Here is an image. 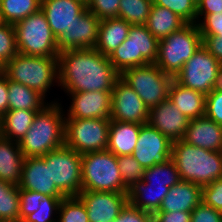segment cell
I'll return each instance as SVG.
<instances>
[{"label":"cell","instance_id":"cell-1","mask_svg":"<svg viewBox=\"0 0 222 222\" xmlns=\"http://www.w3.org/2000/svg\"><path fill=\"white\" fill-rule=\"evenodd\" d=\"M59 85L66 93L112 92L120 73L95 48L71 49L58 55Z\"/></svg>","mask_w":222,"mask_h":222},{"label":"cell","instance_id":"cell-2","mask_svg":"<svg viewBox=\"0 0 222 222\" xmlns=\"http://www.w3.org/2000/svg\"><path fill=\"white\" fill-rule=\"evenodd\" d=\"M51 102L36 113L29 131L19 142L25 158L42 157L65 144L66 114L60 103Z\"/></svg>","mask_w":222,"mask_h":222},{"label":"cell","instance_id":"cell-3","mask_svg":"<svg viewBox=\"0 0 222 222\" xmlns=\"http://www.w3.org/2000/svg\"><path fill=\"white\" fill-rule=\"evenodd\" d=\"M171 160L177 167L181 181L203 187L222 179V151H210L181 139L172 142Z\"/></svg>","mask_w":222,"mask_h":222},{"label":"cell","instance_id":"cell-4","mask_svg":"<svg viewBox=\"0 0 222 222\" xmlns=\"http://www.w3.org/2000/svg\"><path fill=\"white\" fill-rule=\"evenodd\" d=\"M4 75L8 80L25 85L46 97L53 83H59L58 57L17 53L4 65Z\"/></svg>","mask_w":222,"mask_h":222},{"label":"cell","instance_id":"cell-5","mask_svg":"<svg viewBox=\"0 0 222 222\" xmlns=\"http://www.w3.org/2000/svg\"><path fill=\"white\" fill-rule=\"evenodd\" d=\"M202 44L203 38L198 25L186 23L179 30L159 40L155 64L174 78Z\"/></svg>","mask_w":222,"mask_h":222},{"label":"cell","instance_id":"cell-6","mask_svg":"<svg viewBox=\"0 0 222 222\" xmlns=\"http://www.w3.org/2000/svg\"><path fill=\"white\" fill-rule=\"evenodd\" d=\"M82 191L116 192L127 194L117 162L108 150L81 154Z\"/></svg>","mask_w":222,"mask_h":222},{"label":"cell","instance_id":"cell-7","mask_svg":"<svg viewBox=\"0 0 222 222\" xmlns=\"http://www.w3.org/2000/svg\"><path fill=\"white\" fill-rule=\"evenodd\" d=\"M159 40L145 25H131L126 40L108 57L121 74L123 71L146 64H155Z\"/></svg>","mask_w":222,"mask_h":222},{"label":"cell","instance_id":"cell-8","mask_svg":"<svg viewBox=\"0 0 222 222\" xmlns=\"http://www.w3.org/2000/svg\"><path fill=\"white\" fill-rule=\"evenodd\" d=\"M19 54L58 57L57 39L41 9L14 25Z\"/></svg>","mask_w":222,"mask_h":222},{"label":"cell","instance_id":"cell-9","mask_svg":"<svg viewBox=\"0 0 222 222\" xmlns=\"http://www.w3.org/2000/svg\"><path fill=\"white\" fill-rule=\"evenodd\" d=\"M120 78L137 93L149 110L168 99L174 79L156 64L129 68L120 74Z\"/></svg>","mask_w":222,"mask_h":222},{"label":"cell","instance_id":"cell-10","mask_svg":"<svg viewBox=\"0 0 222 222\" xmlns=\"http://www.w3.org/2000/svg\"><path fill=\"white\" fill-rule=\"evenodd\" d=\"M110 121L65 117V145L79 154L107 150Z\"/></svg>","mask_w":222,"mask_h":222},{"label":"cell","instance_id":"cell-11","mask_svg":"<svg viewBox=\"0 0 222 222\" xmlns=\"http://www.w3.org/2000/svg\"><path fill=\"white\" fill-rule=\"evenodd\" d=\"M50 165L51 182L66 196H77L82 191L81 154L65 144L42 156Z\"/></svg>","mask_w":222,"mask_h":222},{"label":"cell","instance_id":"cell-12","mask_svg":"<svg viewBox=\"0 0 222 222\" xmlns=\"http://www.w3.org/2000/svg\"><path fill=\"white\" fill-rule=\"evenodd\" d=\"M220 66L221 63L202 44L174 79L182 86L206 96L213 89Z\"/></svg>","mask_w":222,"mask_h":222},{"label":"cell","instance_id":"cell-13","mask_svg":"<svg viewBox=\"0 0 222 222\" xmlns=\"http://www.w3.org/2000/svg\"><path fill=\"white\" fill-rule=\"evenodd\" d=\"M110 120L119 122L147 124L149 109L137 93L121 78L111 92Z\"/></svg>","mask_w":222,"mask_h":222},{"label":"cell","instance_id":"cell-14","mask_svg":"<svg viewBox=\"0 0 222 222\" xmlns=\"http://www.w3.org/2000/svg\"><path fill=\"white\" fill-rule=\"evenodd\" d=\"M172 142L149 123L142 124L132 156L144 168L171 159Z\"/></svg>","mask_w":222,"mask_h":222},{"label":"cell","instance_id":"cell-15","mask_svg":"<svg viewBox=\"0 0 222 222\" xmlns=\"http://www.w3.org/2000/svg\"><path fill=\"white\" fill-rule=\"evenodd\" d=\"M85 205L89 222H112L128 203L127 194L81 191L77 195Z\"/></svg>","mask_w":222,"mask_h":222},{"label":"cell","instance_id":"cell-16","mask_svg":"<svg viewBox=\"0 0 222 222\" xmlns=\"http://www.w3.org/2000/svg\"><path fill=\"white\" fill-rule=\"evenodd\" d=\"M99 23L100 20L85 8L69 32H64L57 39L58 51L95 48L98 42Z\"/></svg>","mask_w":222,"mask_h":222},{"label":"cell","instance_id":"cell-17","mask_svg":"<svg viewBox=\"0 0 222 222\" xmlns=\"http://www.w3.org/2000/svg\"><path fill=\"white\" fill-rule=\"evenodd\" d=\"M85 8L86 4L81 0H41V11L56 39L69 32Z\"/></svg>","mask_w":222,"mask_h":222},{"label":"cell","instance_id":"cell-18","mask_svg":"<svg viewBox=\"0 0 222 222\" xmlns=\"http://www.w3.org/2000/svg\"><path fill=\"white\" fill-rule=\"evenodd\" d=\"M148 123L175 142L183 139L189 119L167 99L149 110Z\"/></svg>","mask_w":222,"mask_h":222},{"label":"cell","instance_id":"cell-19","mask_svg":"<svg viewBox=\"0 0 222 222\" xmlns=\"http://www.w3.org/2000/svg\"><path fill=\"white\" fill-rule=\"evenodd\" d=\"M72 100L67 117L70 119H110L111 113V92L90 91L68 93Z\"/></svg>","mask_w":222,"mask_h":222},{"label":"cell","instance_id":"cell-20","mask_svg":"<svg viewBox=\"0 0 222 222\" xmlns=\"http://www.w3.org/2000/svg\"><path fill=\"white\" fill-rule=\"evenodd\" d=\"M19 189L31 190L50 197H66L51 182L50 165L42 157L25 158Z\"/></svg>","mask_w":222,"mask_h":222},{"label":"cell","instance_id":"cell-21","mask_svg":"<svg viewBox=\"0 0 222 222\" xmlns=\"http://www.w3.org/2000/svg\"><path fill=\"white\" fill-rule=\"evenodd\" d=\"M182 140L210 151H222V126L205 115L190 119Z\"/></svg>","mask_w":222,"mask_h":222},{"label":"cell","instance_id":"cell-22","mask_svg":"<svg viewBox=\"0 0 222 222\" xmlns=\"http://www.w3.org/2000/svg\"><path fill=\"white\" fill-rule=\"evenodd\" d=\"M200 202H202V187L193 182L180 181L169 188L157 211L192 212Z\"/></svg>","mask_w":222,"mask_h":222},{"label":"cell","instance_id":"cell-23","mask_svg":"<svg viewBox=\"0 0 222 222\" xmlns=\"http://www.w3.org/2000/svg\"><path fill=\"white\" fill-rule=\"evenodd\" d=\"M24 160L19 142L0 135V180L19 185Z\"/></svg>","mask_w":222,"mask_h":222},{"label":"cell","instance_id":"cell-24","mask_svg":"<svg viewBox=\"0 0 222 222\" xmlns=\"http://www.w3.org/2000/svg\"><path fill=\"white\" fill-rule=\"evenodd\" d=\"M141 124L110 121L107 150L115 156L132 155L138 141Z\"/></svg>","mask_w":222,"mask_h":222},{"label":"cell","instance_id":"cell-25","mask_svg":"<svg viewBox=\"0 0 222 222\" xmlns=\"http://www.w3.org/2000/svg\"><path fill=\"white\" fill-rule=\"evenodd\" d=\"M130 27L131 24L118 17L100 20L95 49L109 57L126 40Z\"/></svg>","mask_w":222,"mask_h":222},{"label":"cell","instance_id":"cell-26","mask_svg":"<svg viewBox=\"0 0 222 222\" xmlns=\"http://www.w3.org/2000/svg\"><path fill=\"white\" fill-rule=\"evenodd\" d=\"M168 99L189 120L205 115L206 96L198 91L182 86L175 79H173L169 87Z\"/></svg>","mask_w":222,"mask_h":222},{"label":"cell","instance_id":"cell-27","mask_svg":"<svg viewBox=\"0 0 222 222\" xmlns=\"http://www.w3.org/2000/svg\"><path fill=\"white\" fill-rule=\"evenodd\" d=\"M168 192L167 186L147 185L141 180L128 188L127 199L134 207L154 213L159 210Z\"/></svg>","mask_w":222,"mask_h":222},{"label":"cell","instance_id":"cell-28","mask_svg":"<svg viewBox=\"0 0 222 222\" xmlns=\"http://www.w3.org/2000/svg\"><path fill=\"white\" fill-rule=\"evenodd\" d=\"M185 24L186 22L173 11L152 4L145 26L155 38L161 40L179 30Z\"/></svg>","mask_w":222,"mask_h":222},{"label":"cell","instance_id":"cell-29","mask_svg":"<svg viewBox=\"0 0 222 222\" xmlns=\"http://www.w3.org/2000/svg\"><path fill=\"white\" fill-rule=\"evenodd\" d=\"M38 111L8 110L0 118V135L15 142H20L29 131Z\"/></svg>","mask_w":222,"mask_h":222},{"label":"cell","instance_id":"cell-30","mask_svg":"<svg viewBox=\"0 0 222 222\" xmlns=\"http://www.w3.org/2000/svg\"><path fill=\"white\" fill-rule=\"evenodd\" d=\"M45 97L39 92L16 82L8 80L9 110L40 111L46 105Z\"/></svg>","mask_w":222,"mask_h":222},{"label":"cell","instance_id":"cell-31","mask_svg":"<svg viewBox=\"0 0 222 222\" xmlns=\"http://www.w3.org/2000/svg\"><path fill=\"white\" fill-rule=\"evenodd\" d=\"M41 9V0H0L1 21L15 25Z\"/></svg>","mask_w":222,"mask_h":222},{"label":"cell","instance_id":"cell-32","mask_svg":"<svg viewBox=\"0 0 222 222\" xmlns=\"http://www.w3.org/2000/svg\"><path fill=\"white\" fill-rule=\"evenodd\" d=\"M142 180L147 185L167 186L171 188L181 181L174 162L169 159L166 163L155 164L144 170Z\"/></svg>","mask_w":222,"mask_h":222},{"label":"cell","instance_id":"cell-33","mask_svg":"<svg viewBox=\"0 0 222 222\" xmlns=\"http://www.w3.org/2000/svg\"><path fill=\"white\" fill-rule=\"evenodd\" d=\"M19 186L0 180V220L20 222Z\"/></svg>","mask_w":222,"mask_h":222},{"label":"cell","instance_id":"cell-34","mask_svg":"<svg viewBox=\"0 0 222 222\" xmlns=\"http://www.w3.org/2000/svg\"><path fill=\"white\" fill-rule=\"evenodd\" d=\"M152 4V0H120L118 18L131 25H145Z\"/></svg>","mask_w":222,"mask_h":222},{"label":"cell","instance_id":"cell-35","mask_svg":"<svg viewBox=\"0 0 222 222\" xmlns=\"http://www.w3.org/2000/svg\"><path fill=\"white\" fill-rule=\"evenodd\" d=\"M58 214L57 222H89L85 205L78 196L64 197Z\"/></svg>","mask_w":222,"mask_h":222},{"label":"cell","instance_id":"cell-36","mask_svg":"<svg viewBox=\"0 0 222 222\" xmlns=\"http://www.w3.org/2000/svg\"><path fill=\"white\" fill-rule=\"evenodd\" d=\"M117 162L119 173L127 189L134 183L142 180L145 169L132 155L118 156Z\"/></svg>","mask_w":222,"mask_h":222},{"label":"cell","instance_id":"cell-37","mask_svg":"<svg viewBox=\"0 0 222 222\" xmlns=\"http://www.w3.org/2000/svg\"><path fill=\"white\" fill-rule=\"evenodd\" d=\"M152 2L173 11L186 23H196L197 2L195 0H152Z\"/></svg>","mask_w":222,"mask_h":222},{"label":"cell","instance_id":"cell-38","mask_svg":"<svg viewBox=\"0 0 222 222\" xmlns=\"http://www.w3.org/2000/svg\"><path fill=\"white\" fill-rule=\"evenodd\" d=\"M17 53L15 27L2 22L0 24V62L5 65Z\"/></svg>","mask_w":222,"mask_h":222},{"label":"cell","instance_id":"cell-39","mask_svg":"<svg viewBox=\"0 0 222 222\" xmlns=\"http://www.w3.org/2000/svg\"><path fill=\"white\" fill-rule=\"evenodd\" d=\"M64 197L45 196L37 211L28 215L22 222H57L52 215L58 214L60 203Z\"/></svg>","mask_w":222,"mask_h":222},{"label":"cell","instance_id":"cell-40","mask_svg":"<svg viewBox=\"0 0 222 222\" xmlns=\"http://www.w3.org/2000/svg\"><path fill=\"white\" fill-rule=\"evenodd\" d=\"M120 0H89L86 9L99 20L118 17Z\"/></svg>","mask_w":222,"mask_h":222},{"label":"cell","instance_id":"cell-41","mask_svg":"<svg viewBox=\"0 0 222 222\" xmlns=\"http://www.w3.org/2000/svg\"><path fill=\"white\" fill-rule=\"evenodd\" d=\"M45 195L31 190L19 189V220L22 222L28 215L37 211L40 202L44 200Z\"/></svg>","mask_w":222,"mask_h":222},{"label":"cell","instance_id":"cell-42","mask_svg":"<svg viewBox=\"0 0 222 222\" xmlns=\"http://www.w3.org/2000/svg\"><path fill=\"white\" fill-rule=\"evenodd\" d=\"M201 17L204 19L201 20ZM196 24L198 25L201 36H222V12L209 15H197Z\"/></svg>","mask_w":222,"mask_h":222},{"label":"cell","instance_id":"cell-43","mask_svg":"<svg viewBox=\"0 0 222 222\" xmlns=\"http://www.w3.org/2000/svg\"><path fill=\"white\" fill-rule=\"evenodd\" d=\"M202 202L222 213V179L202 187Z\"/></svg>","mask_w":222,"mask_h":222},{"label":"cell","instance_id":"cell-44","mask_svg":"<svg viewBox=\"0 0 222 222\" xmlns=\"http://www.w3.org/2000/svg\"><path fill=\"white\" fill-rule=\"evenodd\" d=\"M205 116L222 126V91H211L206 95Z\"/></svg>","mask_w":222,"mask_h":222},{"label":"cell","instance_id":"cell-45","mask_svg":"<svg viewBox=\"0 0 222 222\" xmlns=\"http://www.w3.org/2000/svg\"><path fill=\"white\" fill-rule=\"evenodd\" d=\"M112 222H154L153 213L127 203L120 215Z\"/></svg>","mask_w":222,"mask_h":222},{"label":"cell","instance_id":"cell-46","mask_svg":"<svg viewBox=\"0 0 222 222\" xmlns=\"http://www.w3.org/2000/svg\"><path fill=\"white\" fill-rule=\"evenodd\" d=\"M191 222H222V213L200 202L191 212Z\"/></svg>","mask_w":222,"mask_h":222},{"label":"cell","instance_id":"cell-47","mask_svg":"<svg viewBox=\"0 0 222 222\" xmlns=\"http://www.w3.org/2000/svg\"><path fill=\"white\" fill-rule=\"evenodd\" d=\"M191 212H161L153 213L154 222H191Z\"/></svg>","mask_w":222,"mask_h":222},{"label":"cell","instance_id":"cell-48","mask_svg":"<svg viewBox=\"0 0 222 222\" xmlns=\"http://www.w3.org/2000/svg\"><path fill=\"white\" fill-rule=\"evenodd\" d=\"M203 45L209 53L222 63V36H202Z\"/></svg>","mask_w":222,"mask_h":222},{"label":"cell","instance_id":"cell-49","mask_svg":"<svg viewBox=\"0 0 222 222\" xmlns=\"http://www.w3.org/2000/svg\"><path fill=\"white\" fill-rule=\"evenodd\" d=\"M222 12V0H199L197 15H209Z\"/></svg>","mask_w":222,"mask_h":222},{"label":"cell","instance_id":"cell-50","mask_svg":"<svg viewBox=\"0 0 222 222\" xmlns=\"http://www.w3.org/2000/svg\"><path fill=\"white\" fill-rule=\"evenodd\" d=\"M9 110L8 102V78L0 76V118Z\"/></svg>","mask_w":222,"mask_h":222},{"label":"cell","instance_id":"cell-51","mask_svg":"<svg viewBox=\"0 0 222 222\" xmlns=\"http://www.w3.org/2000/svg\"><path fill=\"white\" fill-rule=\"evenodd\" d=\"M212 91H222V66L219 67Z\"/></svg>","mask_w":222,"mask_h":222},{"label":"cell","instance_id":"cell-52","mask_svg":"<svg viewBox=\"0 0 222 222\" xmlns=\"http://www.w3.org/2000/svg\"><path fill=\"white\" fill-rule=\"evenodd\" d=\"M4 74V65L0 62V76Z\"/></svg>","mask_w":222,"mask_h":222},{"label":"cell","instance_id":"cell-53","mask_svg":"<svg viewBox=\"0 0 222 222\" xmlns=\"http://www.w3.org/2000/svg\"><path fill=\"white\" fill-rule=\"evenodd\" d=\"M81 1H83L85 4H87V2H88L89 0H81Z\"/></svg>","mask_w":222,"mask_h":222}]
</instances>
